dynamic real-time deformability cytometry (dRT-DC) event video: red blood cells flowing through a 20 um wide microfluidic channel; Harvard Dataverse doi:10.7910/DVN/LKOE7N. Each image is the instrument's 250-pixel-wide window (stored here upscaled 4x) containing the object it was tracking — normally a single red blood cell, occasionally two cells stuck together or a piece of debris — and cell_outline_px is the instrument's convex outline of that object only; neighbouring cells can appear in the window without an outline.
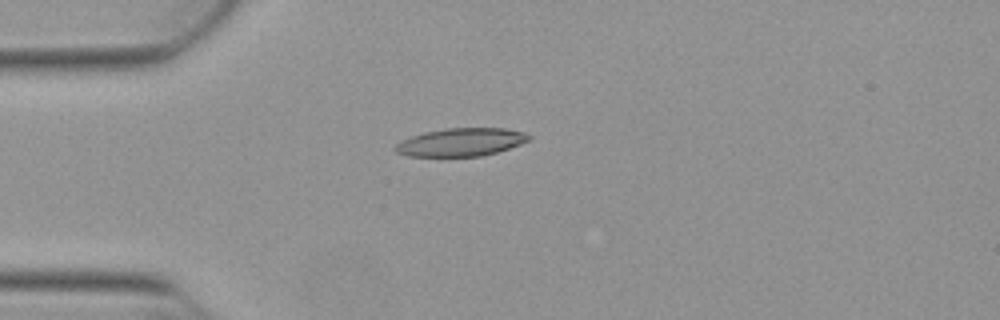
{"species": "Egyptian fruit bat (a non-hibernating species)", "species_latin": "Rousettus aegyptiacus", "temperature_condition": "warm", "stored_images_in_passage": 53, "camera_frame_rate_fps": 3000, "um_per_image_px": 0.085, "animal": {"sex": "female"}, "frame": {"image": 1, "passage_image": 14, "time_ms": 4.333, "image_size_px": [1000, 320], "cell_outline_px": [[532, 136], [528, 140], [520, 144], [496, 152], [480, 156], [408, 156], [396, 152], [392, 148], [396, 144], [412, 136], [424, 132], [444, 128], [504, 128], [524, 132]], "centroid_in_image_um": [39.17, 12.08], "position_along_channel_um": 45.8, "area_um2": 21.68}}
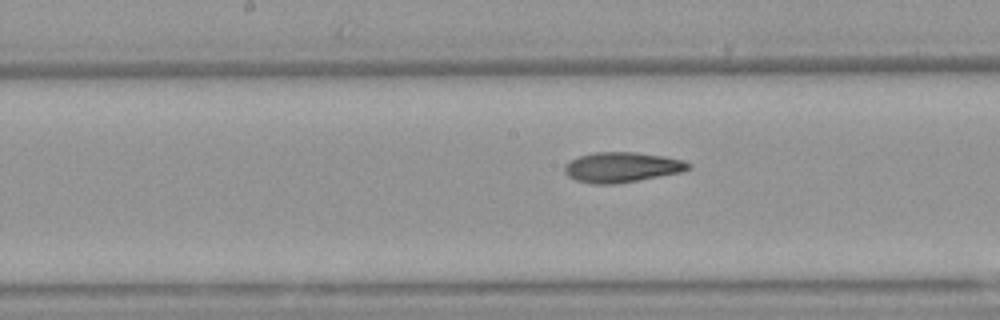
{"frame": {"image": 2, "passage_image": 27, "time_ms": 8.667, "image_size_px": [1000, 320], "cell_outline_px": [[692, 168], [680, 172], [636, 180], [612, 184], [592, 184], [576, 180], [568, 176], [564, 172], [564, 164], [580, 156], [592, 152], [636, 152], [664, 156], [684, 160], [692, 164]], "centroid_in_image_um": [52.86, 14.2], "position_along_channel_um": 195.3, "area_um2": 21.68}}
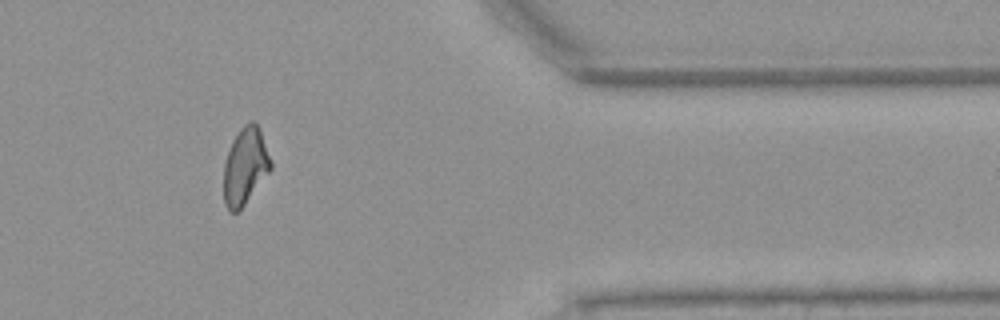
{"frame": {"image": 3, "passage_image": 44, "time_ms": 14.333, "image_size_px": [1000, 320], "cell_outline_px": [[272, 168], [244, 204], [236, 212], [228, 212], [224, 204], [224, 160], [232, 140], [240, 128], [244, 124], [252, 120], [260, 128], [272, 160]], "centroid_in_image_um": [20.84, 14.09], "position_along_channel_um": 390.6, "area_um2": 21.15}, "authors_computed_cell_mechanics": {"area_um2": 21.2704, "velocity_mm_per_s": 3.8605, "shape_relaxation_time_tau1_ms": null, "shape_relaxation_time_tau2_ms": 4.551, "deformation_change_tau1": null, "deformation_change_tau2": 0.1223}}